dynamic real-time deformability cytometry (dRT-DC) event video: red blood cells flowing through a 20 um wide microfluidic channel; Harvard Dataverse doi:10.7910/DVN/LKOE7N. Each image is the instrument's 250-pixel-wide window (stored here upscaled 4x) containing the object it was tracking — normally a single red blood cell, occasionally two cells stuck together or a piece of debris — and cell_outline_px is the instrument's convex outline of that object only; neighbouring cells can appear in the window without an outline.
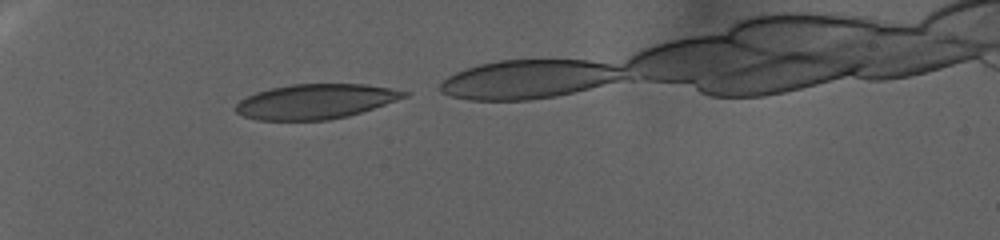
{"species": "human", "species_latin": "Homo sapiens", "temperature_condition": "warm", "stored_images_in_passage": 71, "camera_frame_rate_fps": 3000, "um_per_image_px": 0.085, "donor": {"sex": "female"}, "frame": {"image": 1, "passage_image": 3, "time_ms": 0.667, "image_size_px": [1000, 240], "cell_outline_px": [[412, 92], [408, 96], [348, 116], [328, 120], [256, 120], [244, 116], [236, 112], [236, 104], [240, 100], [256, 92], [272, 88], [292, 84], [368, 84], [392, 88]], "centroid_in_image_um": [26.84, 8.62], "position_along_channel_um": 58.2, "area_um2": 34.04}}
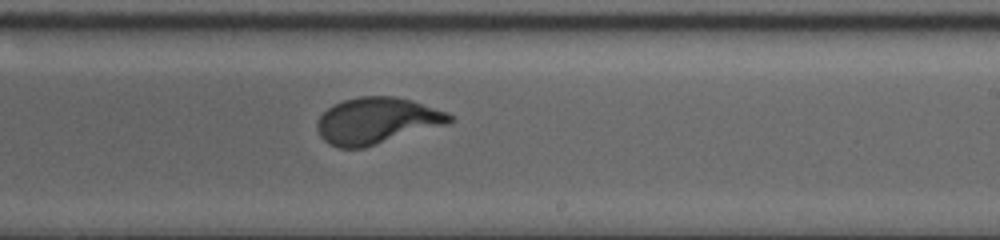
{"frame": {"image": 2, "passage_image": 41, "time_ms": 13.333, "image_size_px": [1000, 240], "cell_outline_px": [[452, 120], [448, 124], [364, 148], [340, 148], [328, 144], [320, 136], [316, 128], [316, 124], [320, 116], [332, 104], [344, 100], [360, 96], [392, 96], [412, 100], [448, 112], [452, 116]], "centroid_in_image_um": [32.01, 10.26], "position_along_channel_um": 257.0, "area_um2": 35.89}}
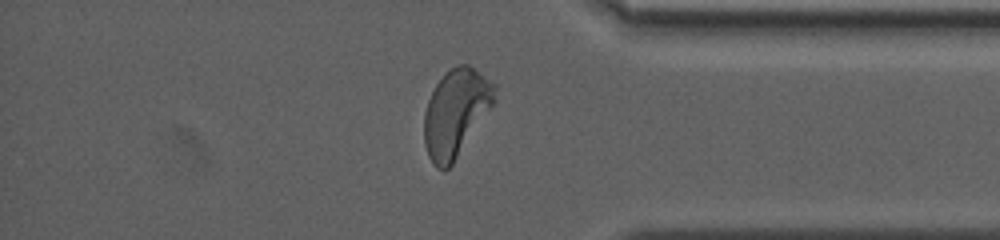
{"frame": {"image": 3, "passage_image": 65, "time_ms": 21.333, "image_size_px": [1000, 240], "cell_outline_px": [[496, 100], [452, 164], [444, 172], [436, 168], [432, 164], [428, 156], [424, 144], [424, 112], [428, 100], [436, 84], [456, 64], [468, 64], [496, 84]], "centroid_in_image_um": [38.74, 9.6], "position_along_channel_um": 396.5, "area_um2": 35.66}}